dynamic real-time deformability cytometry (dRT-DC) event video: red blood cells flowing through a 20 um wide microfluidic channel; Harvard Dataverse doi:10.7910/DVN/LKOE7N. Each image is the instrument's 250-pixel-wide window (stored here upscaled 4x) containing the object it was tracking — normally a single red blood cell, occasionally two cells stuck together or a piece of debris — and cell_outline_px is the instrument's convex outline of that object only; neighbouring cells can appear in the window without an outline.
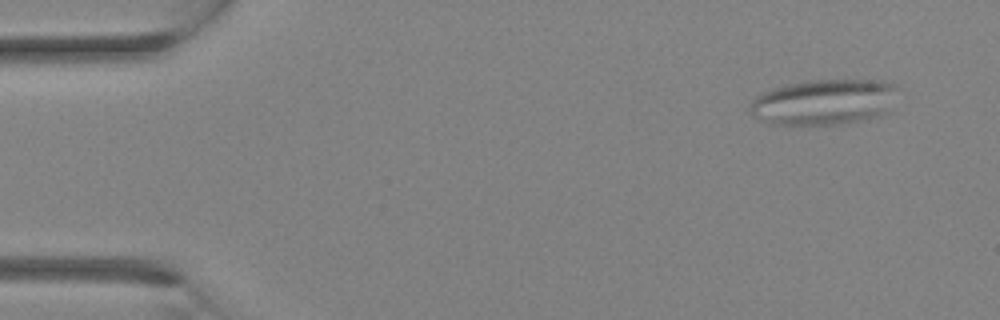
{"species": "Egyptian fruit bat (a non-hibernating species)", "species_latin": "Rousettus aegyptiacus", "temperature_condition": "room temperature", "stored_images_in_passage": 22, "camera_frame_rate_fps": 3000, "um_per_image_px": 0.085, "animal": {"sex": "female"}, "frame": {"image": 1, "passage_image": 3, "time_ms": 0.667, "image_size_px": [1000, 320], "cell_outline_px": [[896, 88], [892, 112], [880, 116], [860, 120], [836, 124], [768, 124], [752, 116], [748, 108], [748, 104], [756, 96], [772, 88], [788, 84], [808, 80], [884, 80], [892, 84]], "centroid_in_image_um": [70.03, 8.67], "position_along_channel_um": 15.0, "area_um2": 39.65}}
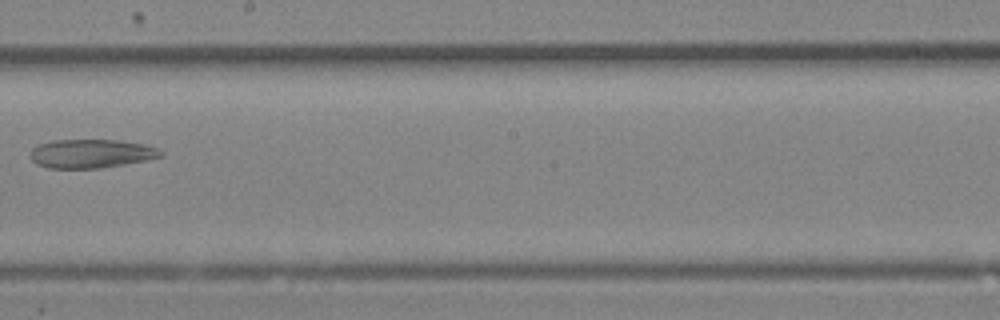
{"frame": {"image": 2, "passage_image": 19, "time_ms": 6.0, "image_size_px": [1000, 320], "cell_outline_px": [[164, 156], [148, 160], [100, 168], [48, 168], [36, 164], [32, 160], [32, 148], [36, 144], [52, 140], [120, 140], [144, 144], [156, 148], [164, 152]], "centroid_in_image_um": [7.77, 13.05], "position_along_channel_um": 240.4, "area_um2": 21.96}}
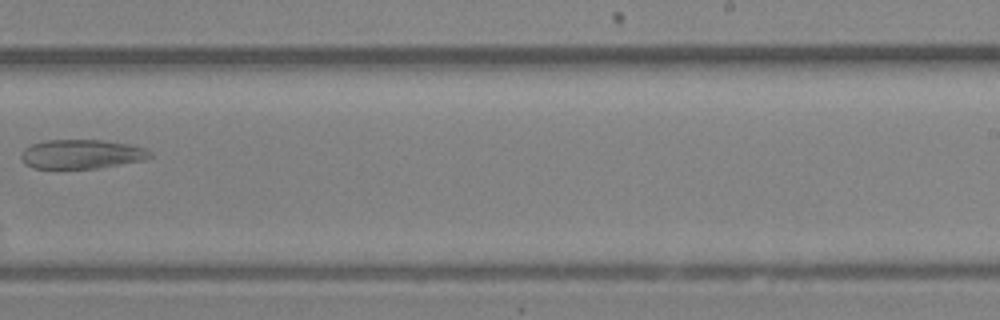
{"frame": {"image": 3, "passage_image": 21, "time_ms": 6.667, "image_size_px": [1000, 320], "cell_outline_px": [[152, 156], [148, 160], [96, 168], [32, 168], [24, 164], [20, 156], [24, 148], [32, 144], [44, 140], [104, 140], [128, 144], [144, 148], [152, 152]], "centroid_in_image_um": [6.94, 13.1], "position_along_channel_um": 282.1, "area_um2": 22.08}}